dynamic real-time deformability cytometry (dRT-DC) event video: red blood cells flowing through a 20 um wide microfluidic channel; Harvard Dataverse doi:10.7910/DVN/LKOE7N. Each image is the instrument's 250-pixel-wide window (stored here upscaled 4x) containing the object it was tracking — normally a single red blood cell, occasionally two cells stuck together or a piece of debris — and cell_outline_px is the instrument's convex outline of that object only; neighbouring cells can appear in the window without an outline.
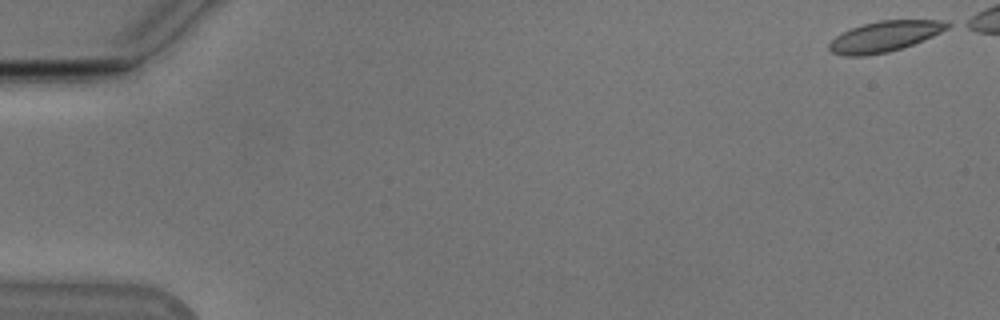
{"species": "Egyptian fruit bat (a non-hibernating species)", "species_latin": "Rousettus aegyptiacus", "temperature_condition": "cold", "stored_images_in_passage": 10, "camera_frame_rate_fps": 3000, "um_per_image_px": 0.085, "animal": {"sex": "male"}, "frame": {"image": 1, "passage_image": 1, "time_ms": 0.0, "image_size_px": [1000, 320], "cell_outline_px": [[952, 24], [948, 28], [924, 40], [888, 52], [864, 56], [844, 56], [832, 52], [828, 48], [828, 44], [836, 36], [852, 28], [864, 24], [880, 20], [944, 20]], "centroid_in_image_um": [75.19, 3.1], "position_along_channel_um": 9.8, "area_um2": 20.87}}